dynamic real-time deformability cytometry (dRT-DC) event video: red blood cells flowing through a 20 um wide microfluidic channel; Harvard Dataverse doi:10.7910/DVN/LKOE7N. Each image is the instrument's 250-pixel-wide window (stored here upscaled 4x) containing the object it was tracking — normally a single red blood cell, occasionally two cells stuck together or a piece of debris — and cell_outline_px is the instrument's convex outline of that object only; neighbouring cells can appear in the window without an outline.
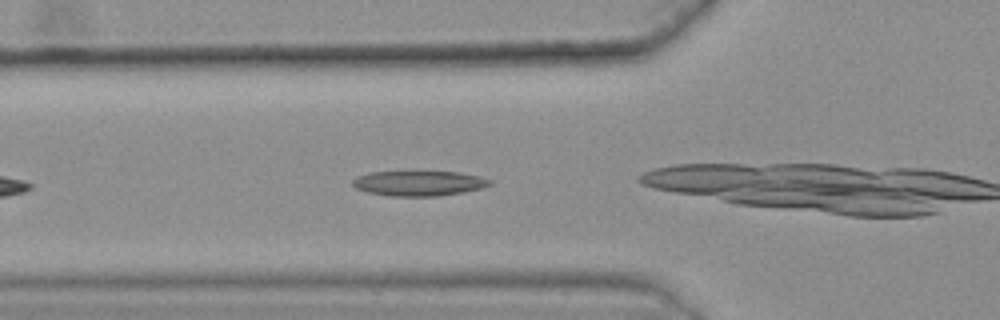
{"species": "common noctule bat (a hibernating species)", "species_latin": "Nyctalus noctula", "temperature_condition": "warm", "stored_images_in_passage": 9, "camera_frame_rate_fps": 3000, "um_per_image_px": 0.085, "animal": {"sex": "female", "body_mass_g": 25.1}, "frame": {"image": 1, "passage_image": 2, "time_ms": 0.333, "image_size_px": [1000, 320], "cell_outline_px": [[492, 184], [484, 188], [464, 192], [436, 196], [392, 196], [368, 192], [356, 188], [352, 184], [352, 180], [368, 172], [460, 172], [492, 180]], "centroid_in_image_um": [35.63, 15.58], "position_along_channel_um": 90.2, "area_um2": 19.88}}